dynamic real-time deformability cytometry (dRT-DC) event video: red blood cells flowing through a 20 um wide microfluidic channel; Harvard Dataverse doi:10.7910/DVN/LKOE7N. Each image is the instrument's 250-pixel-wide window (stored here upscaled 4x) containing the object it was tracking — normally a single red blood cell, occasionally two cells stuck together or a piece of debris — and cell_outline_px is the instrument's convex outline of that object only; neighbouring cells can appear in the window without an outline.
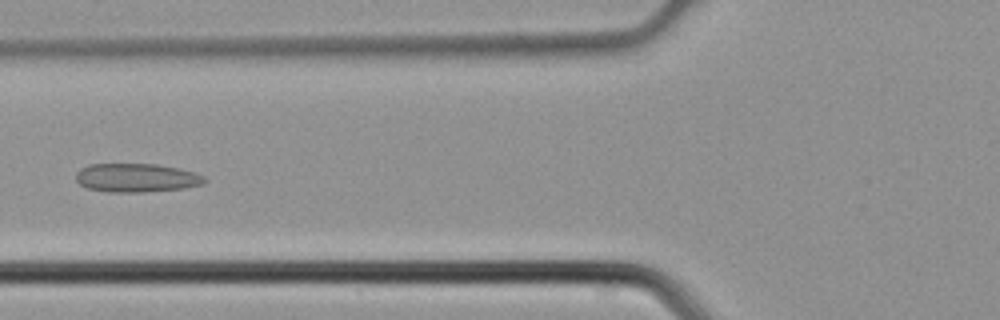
{"species": "common noctule bat (a hibernating species)", "species_latin": "Nyctalus noctula", "temperature_condition": "cold", "stored_images_in_passage": 3, "camera_frame_rate_fps": 3000, "um_per_image_px": 0.085, "animal": {"sex": "male", "body_mass_g": 21.5, "forearm_length_mm": 52.0}, "frame": {"image": 1, "passage_image": 3, "time_ms": 0.667, "image_size_px": [1000, 320], "cell_outline_px": [[208, 180], [204, 184], [184, 188], [144, 192], [108, 192], [88, 188], [80, 184], [76, 180], [76, 172], [80, 168], [88, 164], [156, 164], [176, 168], [192, 172], [204, 176]], "centroid_in_image_um": [11.58, 15.11], "position_along_channel_um": 114.2, "area_um2": 21.5}}